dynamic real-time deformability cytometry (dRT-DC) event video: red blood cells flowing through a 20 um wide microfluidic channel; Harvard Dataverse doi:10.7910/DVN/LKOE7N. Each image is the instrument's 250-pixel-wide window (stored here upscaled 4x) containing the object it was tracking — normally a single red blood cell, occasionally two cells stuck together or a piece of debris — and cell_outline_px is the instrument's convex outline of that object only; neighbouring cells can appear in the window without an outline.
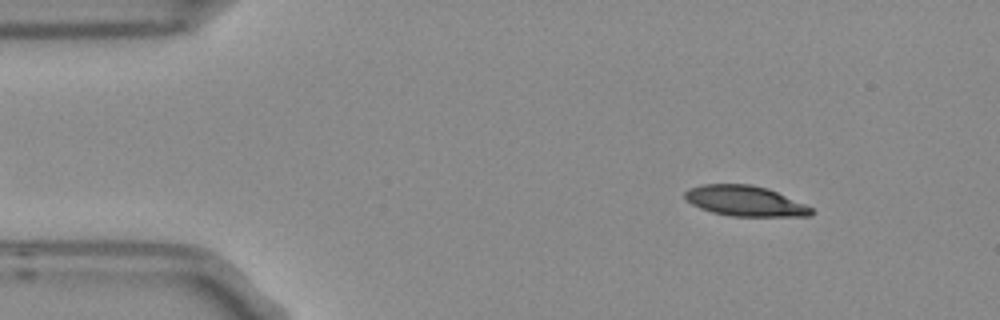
{"species": "Egyptian fruit bat (a non-hibernating species)", "species_latin": "Rousettus aegyptiacus", "temperature_condition": "room temperature", "stored_images_in_passage": 4, "segment_of_instrument_passage": [1, 2], "camera_frame_rate_fps": 3000, "um_per_image_px": 0.085, "frame": {"image": 1, "passage_image": 1, "time_ms": 0.0, "image_size_px": [1000, 320], "cell_outline_px": [[816, 212], [812, 216], [732, 216], [712, 212], [700, 208], [692, 204], [684, 196], [684, 192], [688, 188], [704, 184], [752, 184], [768, 188], [804, 204], [812, 208]], "centroid_in_image_um": [63.34, 17.08], "position_along_channel_um": 21.7, "area_um2": 22.37}}